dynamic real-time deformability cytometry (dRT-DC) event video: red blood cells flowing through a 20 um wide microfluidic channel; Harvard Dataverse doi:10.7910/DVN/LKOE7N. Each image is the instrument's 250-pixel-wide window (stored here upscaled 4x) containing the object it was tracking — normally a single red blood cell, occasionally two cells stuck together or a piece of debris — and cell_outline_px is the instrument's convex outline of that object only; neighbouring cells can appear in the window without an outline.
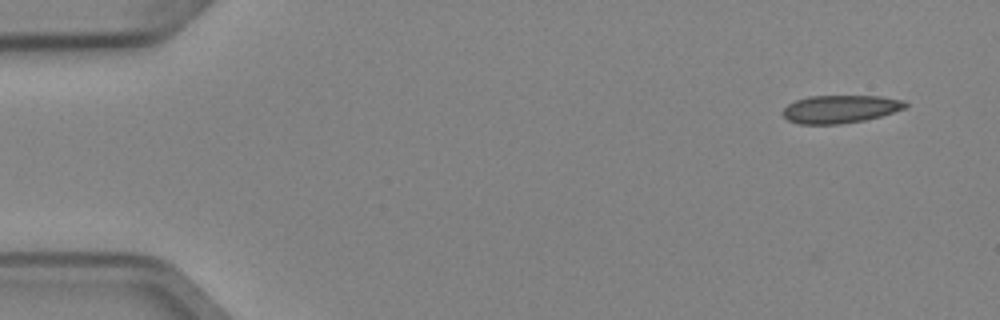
{"species": "Egyptian fruit bat (a non-hibernating species)", "species_latin": "Rousettus aegyptiacus", "temperature_condition": "cold", "stored_images_in_passage": 10, "camera_frame_rate_fps": 3000, "um_per_image_px": 0.085, "animal": {"sex": "female"}, "frame": {"image": 1, "passage_image": 1, "time_ms": 0.0, "image_size_px": [1000, 320], "cell_outline_px": [[908, 104], [904, 108], [880, 116], [864, 120], [840, 124], [800, 124], [788, 120], [784, 116], [784, 108], [788, 104], [796, 100], [808, 96], [880, 96], [904, 100]], "centroid_in_image_um": [71.41, 9.26], "position_along_channel_um": 13.6, "area_um2": 19.77}}